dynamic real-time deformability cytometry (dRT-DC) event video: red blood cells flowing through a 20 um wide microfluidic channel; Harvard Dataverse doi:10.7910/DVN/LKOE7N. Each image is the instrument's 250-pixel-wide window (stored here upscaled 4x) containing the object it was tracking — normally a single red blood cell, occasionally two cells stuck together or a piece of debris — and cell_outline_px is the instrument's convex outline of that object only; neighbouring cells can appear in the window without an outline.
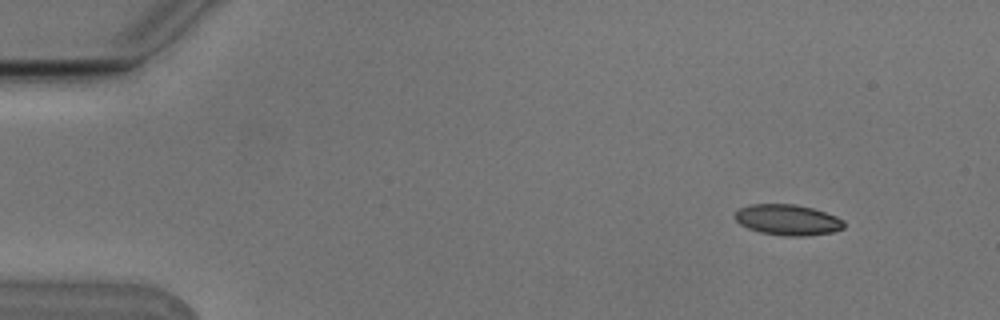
{"species": "Egyptian fruit bat (a non-hibernating species)", "species_latin": "Rousettus aegyptiacus", "temperature_condition": "cold", "stored_images_in_passage": 5, "camera_frame_rate_fps": 3000, "um_per_image_px": 0.085, "animal": {"sex": "male"}, "frame": {"image": 1, "passage_image": 1, "time_ms": 0.0, "image_size_px": [1000, 320], "cell_outline_px": [[844, 228], [832, 232], [808, 236], [784, 236], [760, 232], [748, 228], [740, 224], [736, 220], [736, 212], [740, 208], [752, 204], [796, 204], [812, 208], [836, 216], [844, 220]], "centroid_in_image_um": [66.98, 18.69], "position_along_channel_um": 18.0, "area_um2": 19.48}}
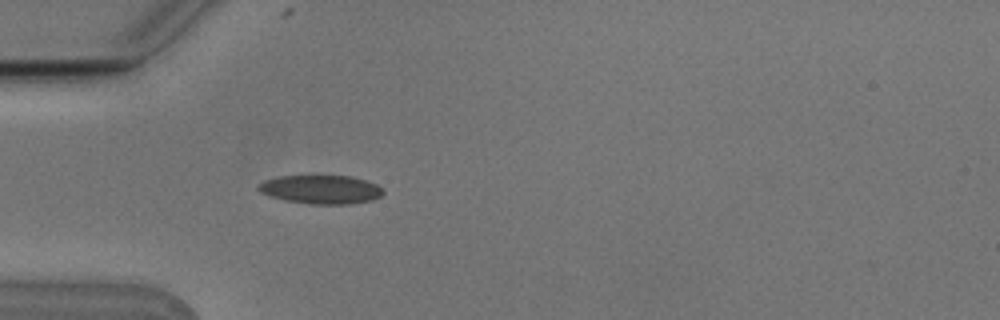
{"frame": {"image": 2, "passage_image": 4, "time_ms": 1.0, "image_size_px": [1000, 320], "cell_outline_px": [[384, 192], [380, 196], [372, 200], [348, 204], [308, 204], [284, 200], [260, 192], [256, 188], [264, 180], [280, 176], [348, 176], [364, 180], [376, 184]], "centroid_in_image_um": [27.26, 16.11], "position_along_channel_um": 57.7, "area_um2": 20.63}}